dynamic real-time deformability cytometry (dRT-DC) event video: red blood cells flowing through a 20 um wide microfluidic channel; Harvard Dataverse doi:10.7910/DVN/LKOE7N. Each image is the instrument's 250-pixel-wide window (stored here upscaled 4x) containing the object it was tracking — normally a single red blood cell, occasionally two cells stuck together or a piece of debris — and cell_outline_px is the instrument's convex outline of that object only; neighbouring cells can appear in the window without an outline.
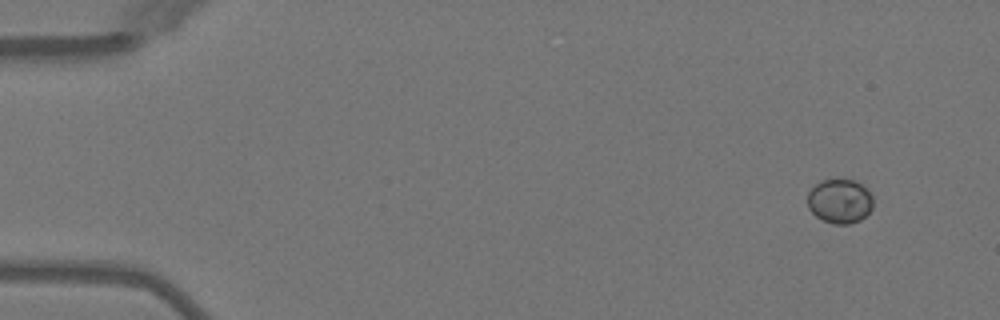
{"species": "Egyptian fruit bat (a non-hibernating species)", "species_latin": "Rousettus aegyptiacus", "temperature_condition": "warm", "stored_images_in_passage": 17, "camera_frame_rate_fps": 3000, "um_per_image_px": 0.085, "animal": {"sex": "female"}, "frame": {"image": 1, "passage_image": 1, "time_ms": 0.0, "image_size_px": [1000, 320], "cell_outline_px": [[872, 208], [860, 220], [852, 224], [832, 224], [816, 216], [808, 208], [808, 192], [820, 180], [856, 180], [872, 196]], "centroid_in_image_um": [71.36, 17.11], "position_along_channel_um": 13.6, "area_um2": 16.76}}
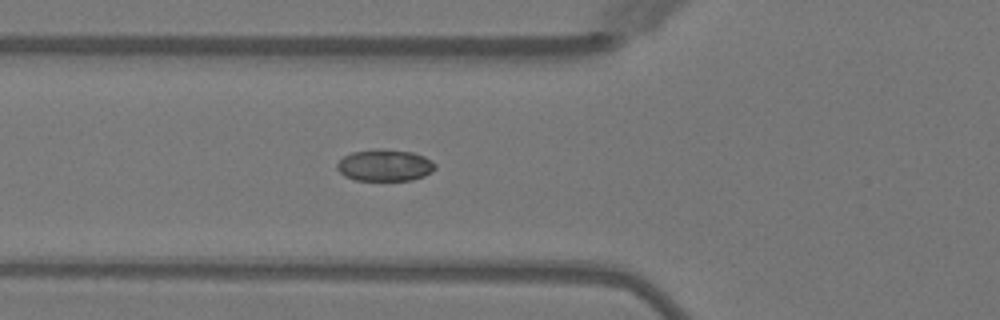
{"frame": {"image": 2, "passage_image": 16, "time_ms": 5.0, "image_size_px": [1000, 320], "cell_outline_px": [[436, 168], [432, 172], [424, 176], [412, 180], [356, 180], [344, 176], [336, 168], [336, 164], [344, 156], [352, 152], [376, 148], [380, 148], [412, 152], [424, 156], [436, 164]], "centroid_in_image_um": [32.71, 14.04], "position_along_channel_um": 93.1, "area_um2": 18.26}}